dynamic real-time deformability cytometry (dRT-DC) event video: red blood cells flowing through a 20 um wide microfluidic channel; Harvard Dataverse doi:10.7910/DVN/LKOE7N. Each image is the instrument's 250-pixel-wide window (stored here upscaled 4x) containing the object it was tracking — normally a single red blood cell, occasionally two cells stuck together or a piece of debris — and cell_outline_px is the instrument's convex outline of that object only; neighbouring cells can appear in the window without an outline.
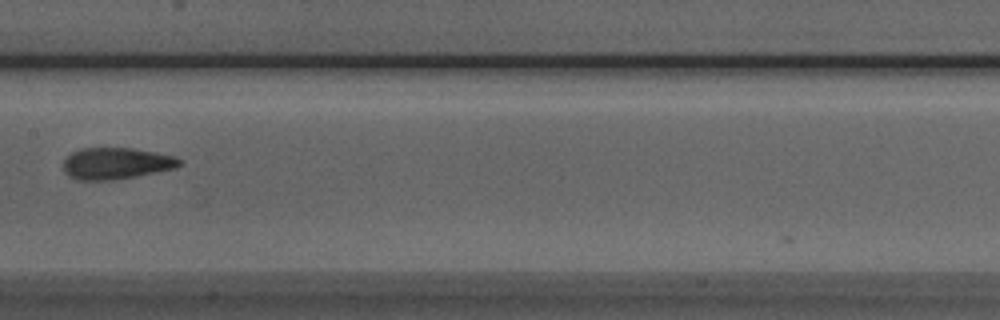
{"species": "Egyptian fruit bat (a non-hibernating species)", "species_latin": "Rousettus aegyptiacus", "temperature_condition": "room temperature", "stored_images_in_passage": 4, "camera_frame_rate_fps": 3000, "um_per_image_px": 0.085, "animal": {"sex": "male"}, "frame": {"image": 1, "passage_image": 4, "time_ms": 3.333, "image_size_px": [1000, 320], "cell_outline_px": [[184, 160], [176, 168], [136, 176], [112, 180], [76, 180], [68, 176], [64, 172], [64, 160], [72, 152], [80, 148], [132, 148], [156, 152], [176, 156]], "centroid_in_image_um": [9.89, 13.89], "position_along_channel_um": 197.5, "area_um2": 21.5}}